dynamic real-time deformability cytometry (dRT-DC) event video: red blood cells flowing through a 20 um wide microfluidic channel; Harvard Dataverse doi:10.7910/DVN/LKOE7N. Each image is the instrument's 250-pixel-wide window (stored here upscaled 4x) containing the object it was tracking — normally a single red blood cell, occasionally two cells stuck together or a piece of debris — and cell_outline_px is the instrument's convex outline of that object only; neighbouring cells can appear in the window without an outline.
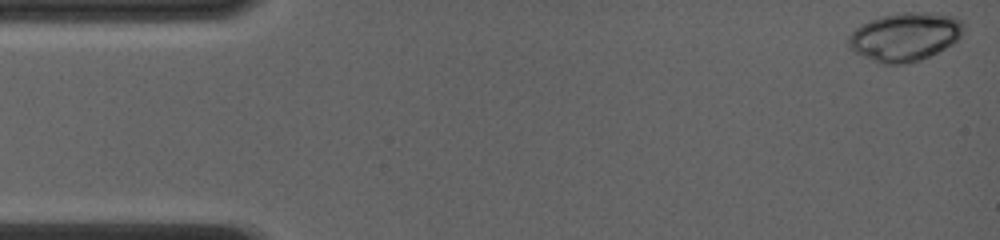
{"species": "common noctule bat (a hibernating species)", "species_latin": "Nyctalus noctula", "temperature_condition": "room temperature", "stored_images_in_passage": 13, "camera_frame_rate_fps": 4000, "um_per_image_px": 0.085, "animal": {"sex": "female", "body_mass_g": 19.0, "forearm_length_mm": 56.7}, "frame": {"image": 1, "passage_image": 1, "time_ms": 0.0, "image_size_px": [1000, 240], "cell_outline_px": [[964, 32], [952, 44], [920, 60], [904, 64], [884, 64], [852, 52], [848, 44], [848, 36], [860, 24], [884, 16], [904, 12], [936, 12], [952, 16], [964, 20]], "centroid_in_image_um": [76.94, 3.11], "position_along_channel_um": 8.1, "area_um2": 32.48}}
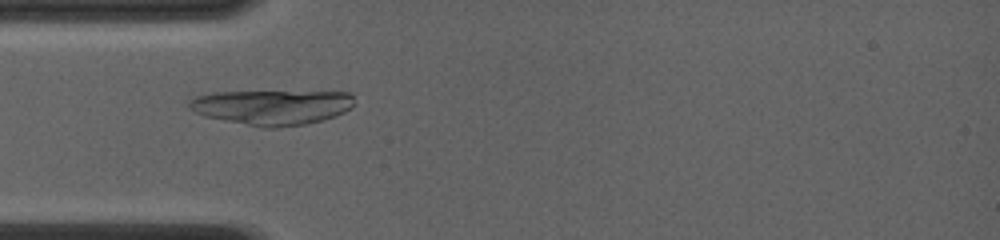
{"frame": {"image": 2, "passage_image": 13, "time_ms": 4.25, "image_size_px": [1000, 240], "cell_outline_px": [[352, 108], [336, 116], [324, 120], [304, 124], [276, 128], [264, 128], [204, 116], [188, 108], [188, 100], [196, 96], [212, 92], [352, 92]], "centroid_in_image_um": [23.1, 9.11], "position_along_channel_um": 61.9, "area_um2": 33.64}}